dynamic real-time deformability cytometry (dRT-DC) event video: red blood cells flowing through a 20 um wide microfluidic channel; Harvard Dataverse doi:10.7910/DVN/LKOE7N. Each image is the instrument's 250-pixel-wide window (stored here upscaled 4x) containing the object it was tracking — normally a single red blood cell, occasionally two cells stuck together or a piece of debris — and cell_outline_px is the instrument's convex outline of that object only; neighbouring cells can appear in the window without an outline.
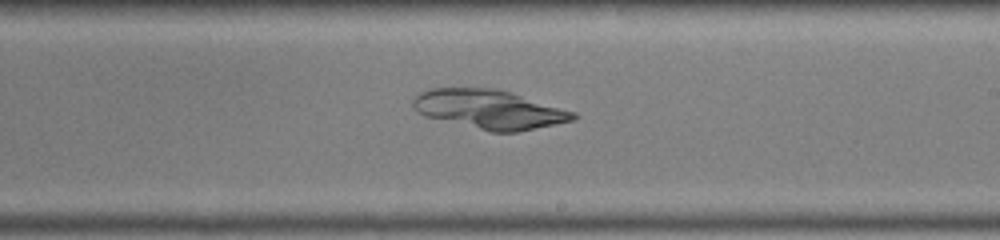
{"species": "common noctule bat (a hibernating species)", "species_latin": "Nyctalus noctula", "temperature_condition": "warm", "stored_images_in_passage": 44, "camera_frame_rate_fps": 3000, "um_per_image_px": 0.085, "animal": {"sex": "male", "body_mass_g": 19.0, "forearm_length_mm": 50.8}, "frame": {"image": 1, "passage_image": 26, "time_ms": 8.333, "image_size_px": [1000, 240], "cell_outline_px": [[580, 116], [572, 120], [516, 132], [492, 132], [424, 116], [412, 104], [412, 100], [420, 92], [432, 88], [496, 88], [512, 92], [576, 112]], "centroid_in_image_um": [41.61, 9.28], "position_along_channel_um": 247.4, "area_um2": 36.24}}